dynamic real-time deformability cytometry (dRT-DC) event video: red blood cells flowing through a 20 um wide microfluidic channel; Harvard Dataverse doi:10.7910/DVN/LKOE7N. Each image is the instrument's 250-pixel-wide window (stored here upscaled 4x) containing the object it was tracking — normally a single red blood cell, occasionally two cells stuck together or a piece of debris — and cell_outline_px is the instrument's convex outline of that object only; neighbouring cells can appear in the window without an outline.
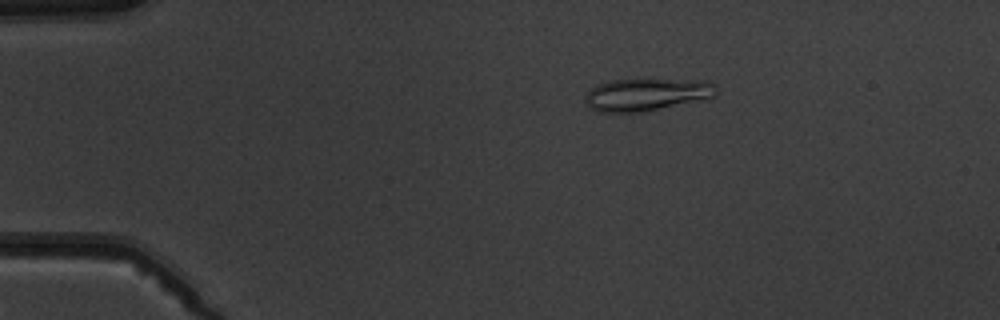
{"species": "common noctule bat (a hibernating species)", "species_latin": "Nyctalus noctula", "temperature_condition": "warm", "stored_images_in_passage": 9, "camera_frame_rate_fps": 3000, "um_per_image_px": 0.085, "animal": {"sex": "male", "body_mass_g": 19.5, "forearm_length_mm": 54.6}, "frame": {"image": 1, "passage_image": 3, "time_ms": 2.333, "image_size_px": [1000, 320], "cell_outline_px": [[716, 96], [640, 112], [600, 112], [592, 108], [588, 104], [588, 92], [596, 84], [608, 80], [708, 80], [716, 84]], "centroid_in_image_um": [54.99, 8.02], "position_along_channel_um": 30.0, "area_um2": 24.16}}
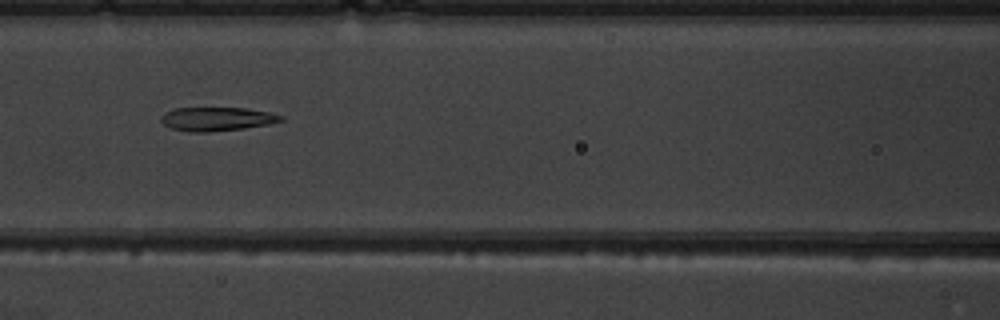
{"frame": {"image": 2, "passage_image": 7, "time_ms": 7.0, "image_size_px": [1000, 320], "cell_outline_px": [[284, 120], [268, 124], [244, 128], [208, 132], [192, 132], [172, 128], [164, 124], [160, 120], [160, 116], [164, 112], [172, 108], [244, 108], [268, 112], [284, 116]], "centroid_in_image_um": [18.4, 10.11], "position_along_channel_um": 148.2, "area_um2": 16.53}}
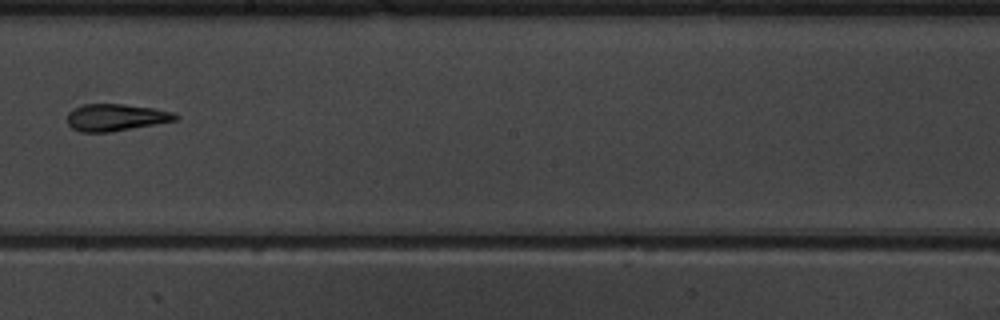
{"frame": {"image": 3, "passage_image": 9, "time_ms": 9.333, "image_size_px": [1000, 320], "cell_outline_px": [[180, 116], [176, 120], [156, 124], [112, 132], [80, 132], [72, 128], [68, 124], [68, 112], [72, 108], [84, 104], [124, 104], [152, 108], [172, 112]], "centroid_in_image_um": [9.82, 9.98], "position_along_channel_um": 238.4, "area_um2": 17.05}}